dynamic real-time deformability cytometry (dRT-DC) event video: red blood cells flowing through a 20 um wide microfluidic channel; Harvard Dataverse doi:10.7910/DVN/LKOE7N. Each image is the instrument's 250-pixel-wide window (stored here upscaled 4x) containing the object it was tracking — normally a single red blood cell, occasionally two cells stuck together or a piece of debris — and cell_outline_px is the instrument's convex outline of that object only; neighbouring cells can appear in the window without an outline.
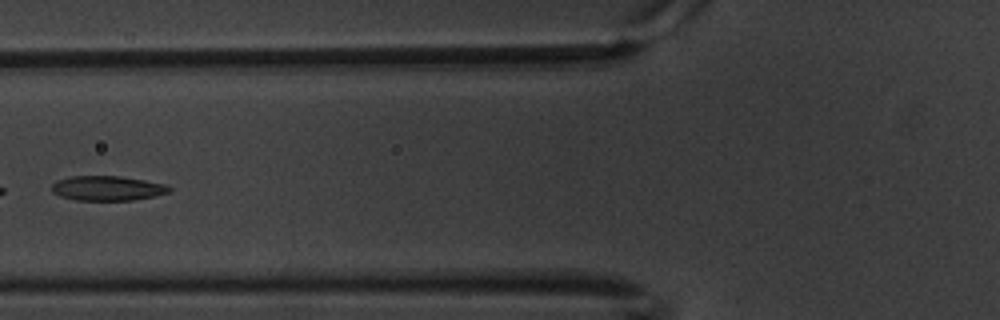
{"species": "common noctule bat (a hibernating species)", "species_latin": "Nyctalus noctula", "temperature_condition": "warm", "stored_images_in_passage": 10, "camera_frame_rate_fps": 3000, "um_per_image_px": 0.085, "animal": {"sex": "male", "body_mass_g": 20.1, "forearm_length_mm": 53.5}, "frame": {"image": 1, "passage_image": 6, "time_ms": 1.667, "image_size_px": [1000, 320], "cell_outline_px": [[172, 188], [168, 192], [156, 196], [132, 200], [76, 200], [60, 196], [52, 192], [52, 184], [56, 180], [72, 176], [120, 176], [168, 184]], "centroid_in_image_um": [9.14, 16.0], "position_along_channel_um": 116.7, "area_um2": 16.99}}
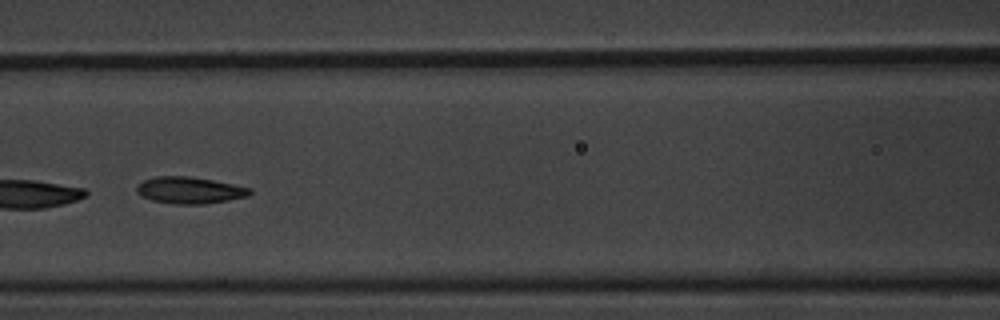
{"frame": {"image": 2, "passage_image": 7, "time_ms": 2.0, "image_size_px": [1000, 320], "cell_outline_px": [[252, 192], [248, 196], [228, 200], [204, 204], [172, 204], [152, 200], [140, 196], [136, 192], [136, 184], [144, 180], [156, 176], [188, 176], [212, 180], [252, 188]], "centroid_in_image_um": [16.08, 16.17], "position_along_channel_um": 150.5, "area_um2": 17.69}}
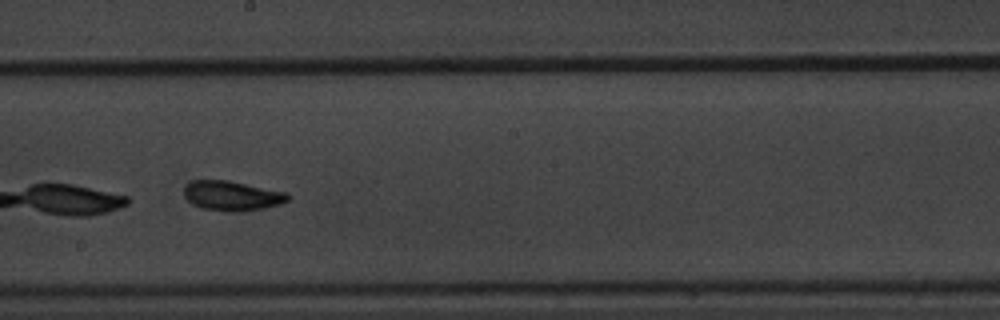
{"frame": {"image": 3, "passage_image": 9, "time_ms": 2.667, "image_size_px": [1000, 320], "cell_outline_px": [[292, 196], [288, 200], [280, 204], [264, 208], [240, 212], [228, 212], [204, 208], [192, 204], [184, 196], [184, 188], [192, 180], [228, 180], [288, 192]], "centroid_in_image_um": [19.76, 16.64], "position_along_channel_um": 228.4, "area_um2": 18.15}}